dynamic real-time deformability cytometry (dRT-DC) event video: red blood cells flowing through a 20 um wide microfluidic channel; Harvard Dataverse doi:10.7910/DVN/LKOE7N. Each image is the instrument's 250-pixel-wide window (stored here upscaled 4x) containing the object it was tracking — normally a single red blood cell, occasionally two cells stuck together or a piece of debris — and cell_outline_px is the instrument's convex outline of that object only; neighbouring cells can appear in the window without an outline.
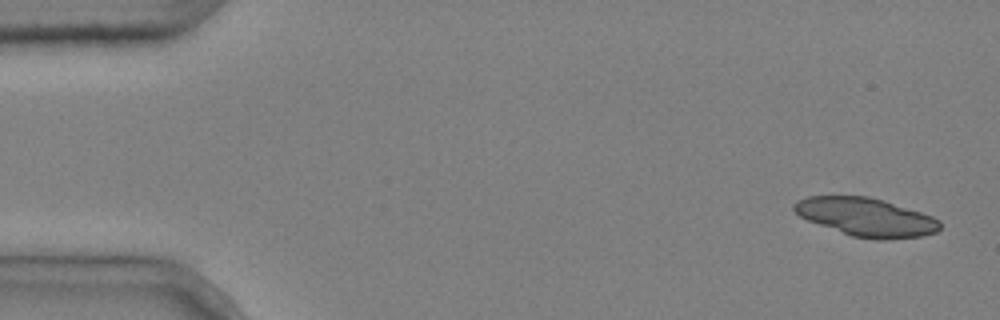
{"species": "common noctule bat (a hibernating species)", "species_latin": "Nyctalus noctula", "temperature_condition": "cold", "stored_images_in_passage": 5, "camera_frame_rate_fps": 3000, "um_per_image_px": 0.085, "animal": {"sex": "male", "body_mass_g": 20.4}, "frame": {"image": 1, "passage_image": 1, "time_ms": 0.0, "image_size_px": [1000, 320], "cell_outline_px": [[940, 228], [936, 232], [924, 236], [884, 240], [880, 240], [852, 236], [808, 220], [800, 216], [792, 208], [792, 204], [796, 200], [808, 196], [868, 196], [884, 200], [932, 216], [940, 220]], "centroid_in_image_um": [73.62, 18.45], "position_along_channel_um": 11.4, "area_um2": 32.54}}